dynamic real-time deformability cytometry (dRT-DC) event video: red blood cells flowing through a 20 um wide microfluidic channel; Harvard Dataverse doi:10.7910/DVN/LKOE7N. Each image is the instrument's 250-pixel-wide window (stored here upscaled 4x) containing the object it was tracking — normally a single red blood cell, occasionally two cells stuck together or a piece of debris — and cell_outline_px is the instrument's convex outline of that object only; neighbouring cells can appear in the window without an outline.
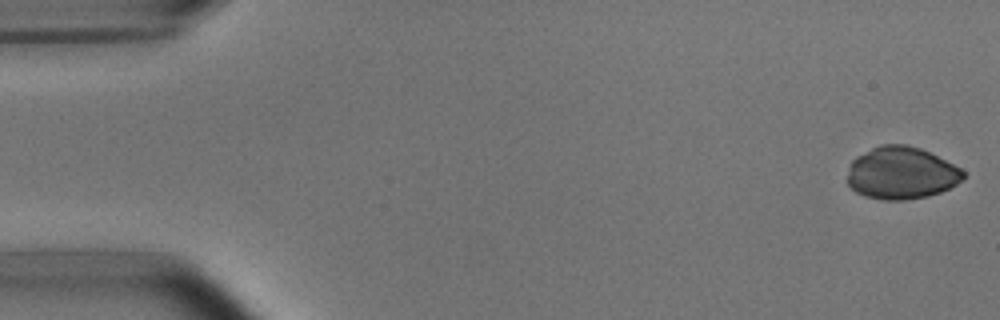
{"species": "common noctule bat (a hibernating species)", "species_latin": "Nyctalus noctula", "temperature_condition": "room temperature", "stored_images_in_passage": 13, "camera_frame_rate_fps": 3000, "um_per_image_px": 0.085, "animal": {"sex": "male", "body_mass_g": 15.6}, "frame": {"image": 1, "passage_image": 1, "time_ms": 0.0, "image_size_px": [1000, 320], "cell_outline_px": [[964, 176], [956, 184], [940, 192], [928, 196], [904, 200], [884, 200], [864, 196], [856, 192], [848, 184], [848, 176], [852, 160], [856, 156], [880, 144], [908, 144], [920, 148], [960, 168], [964, 172]], "centroid_in_image_um": [76.59, 14.71], "position_along_channel_um": 8.4, "area_um2": 35.08}}